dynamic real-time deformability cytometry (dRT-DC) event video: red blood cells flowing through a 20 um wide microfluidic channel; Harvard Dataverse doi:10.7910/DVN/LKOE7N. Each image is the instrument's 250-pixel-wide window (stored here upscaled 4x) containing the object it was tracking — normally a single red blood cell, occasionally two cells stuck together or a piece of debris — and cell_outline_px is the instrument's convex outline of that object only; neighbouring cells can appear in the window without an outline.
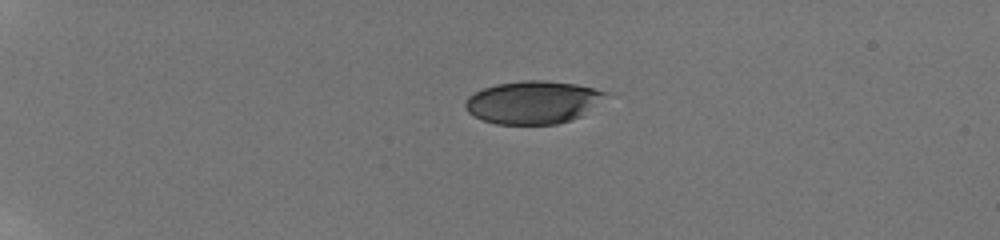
{"species": "human", "species_latin": "Homo sapiens", "temperature_condition": "room temperature", "stored_images_in_passage": 27, "camera_frame_rate_fps": 3000, "um_per_image_px": 0.085, "donor": {"sex": "male"}, "frame": {"image": 1, "passage_image": 1, "time_ms": 0.0, "image_size_px": [1000, 240], "cell_outline_px": [[608, 92], [584, 116], [572, 120], [556, 124], [496, 124], [484, 120], [468, 112], [464, 108], [464, 104], [468, 96], [484, 88], [496, 84], [524, 80], [544, 80], [576, 84]], "centroid_in_image_um": [45.29, 8.7], "position_along_channel_um": 39.7, "area_um2": 34.85}}
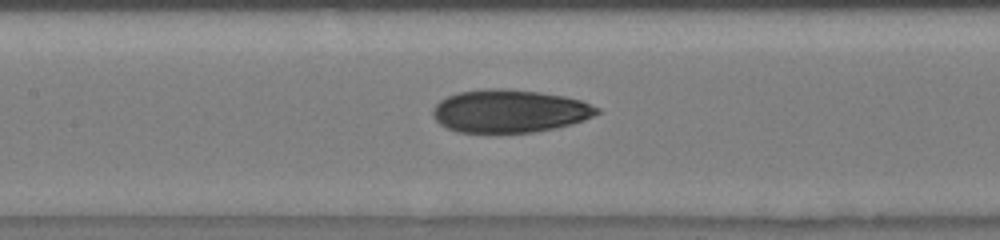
{"frame": {"image": 2, "passage_image": 11, "time_ms": 5.333, "image_size_px": [1000, 240], "cell_outline_px": [[600, 112], [584, 120], [556, 128], [532, 132], [456, 132], [440, 124], [432, 116], [432, 112], [436, 104], [440, 100], [448, 96], [460, 92], [484, 88], [508, 88], [540, 92], [564, 96], [580, 100], [600, 108]], "centroid_in_image_um": [43.3, 9.43], "position_along_channel_um": 164.1, "area_um2": 41.04}}
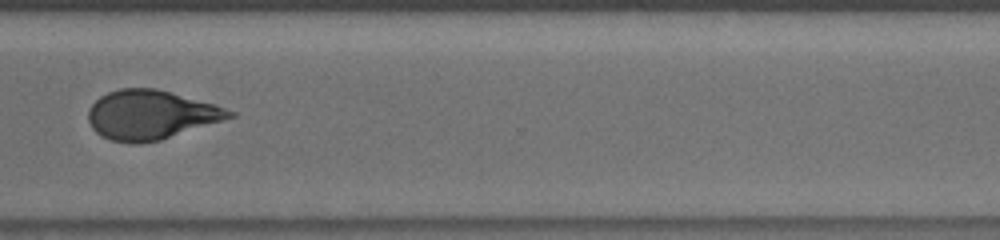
{"frame": {"image": 3, "passage_image": 21, "time_ms": 10.333, "image_size_px": [1000, 240], "cell_outline_px": [[236, 116], [160, 140], [140, 144], [132, 144], [108, 140], [100, 136], [92, 128], [88, 120], [88, 108], [100, 96], [108, 92], [120, 88], [156, 88], [212, 104], [236, 112]], "centroid_in_image_um": [12.76, 9.78], "position_along_channel_um": 357.8, "area_um2": 40.4}, "authors_computed_cell_mechanics": {"area_um2": 40.46, "velocity_mm_per_s": 3.8855, "shape_relaxation_time_tau1_ms": 4.3965, "shape_relaxation_time_tau2_ms": 2.037, "deformation_change_tau1": 0.1669, "deformation_change_tau2": 0.0793}}